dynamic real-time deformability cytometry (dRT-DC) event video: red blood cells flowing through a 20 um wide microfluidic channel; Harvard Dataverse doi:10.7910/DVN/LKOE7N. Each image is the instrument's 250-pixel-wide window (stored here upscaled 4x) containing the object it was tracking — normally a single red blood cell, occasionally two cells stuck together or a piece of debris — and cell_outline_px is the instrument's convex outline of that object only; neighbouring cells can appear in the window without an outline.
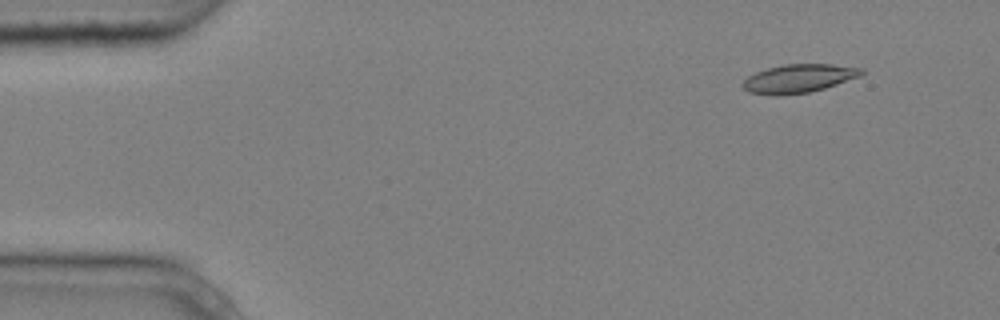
{"species": "common noctule bat (a hibernating species)", "species_latin": "Nyctalus noctula", "temperature_condition": "cold", "stored_images_in_passage": 5, "camera_frame_rate_fps": 3000, "um_per_image_px": 0.085, "animal": {"sex": "male", "body_mass_g": 20.4}, "frame": {"image": 1, "passage_image": 2, "time_ms": 0.333, "image_size_px": [1000, 320], "cell_outline_px": [[864, 72], [860, 76], [824, 88], [808, 92], [776, 96], [748, 92], [740, 84], [748, 76], [756, 72], [768, 68], [784, 64], [832, 64], [864, 68]], "centroid_in_image_um": [67.87, 6.67], "position_along_channel_um": 17.1, "area_um2": 19.65}}